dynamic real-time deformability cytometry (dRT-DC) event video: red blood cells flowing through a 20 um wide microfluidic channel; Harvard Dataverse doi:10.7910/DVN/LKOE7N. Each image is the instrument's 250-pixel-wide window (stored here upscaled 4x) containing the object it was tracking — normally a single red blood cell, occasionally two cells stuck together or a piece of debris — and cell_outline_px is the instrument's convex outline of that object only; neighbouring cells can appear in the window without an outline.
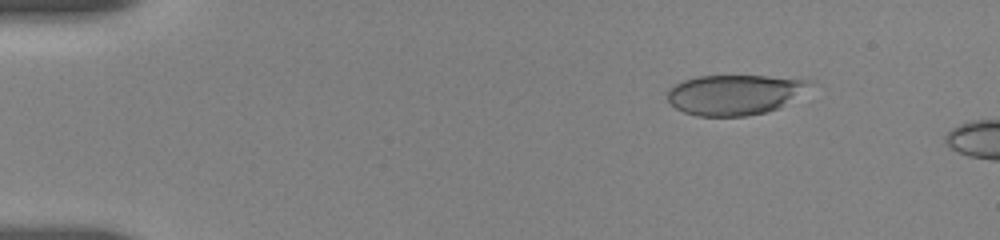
{"species": "human", "species_latin": "Homo sapiens", "temperature_condition": "room temperature", "stored_images_in_passage": 35, "camera_frame_rate_fps": 3000, "um_per_image_px": 0.085, "donor": {"sex": "female"}, "frame": {"image": 1, "passage_image": 4, "time_ms": 1.667, "image_size_px": [1000, 240], "cell_outline_px": [[820, 84], [780, 108], [768, 112], [744, 116], [696, 116], [684, 112], [676, 108], [668, 100], [668, 88], [684, 80], [696, 76], [768, 76], [816, 80]], "centroid_in_image_um": [62.58, 8.03], "position_along_channel_um": 22.4, "area_um2": 34.1}}
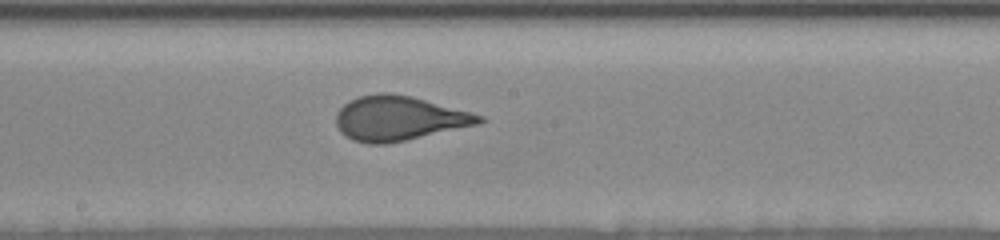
{"frame": {"image": 2, "passage_image": 21, "time_ms": 9.333, "image_size_px": [1000, 240], "cell_outline_px": [[488, 120], [480, 124], [404, 140], [384, 144], [368, 144], [352, 140], [344, 136], [340, 132], [336, 124], [336, 112], [348, 100], [360, 96], [380, 92], [388, 92], [412, 96], [472, 112], [484, 116]], "centroid_in_image_um": [33.9, 10.05], "position_along_channel_um": 214.3, "area_um2": 37.4}}
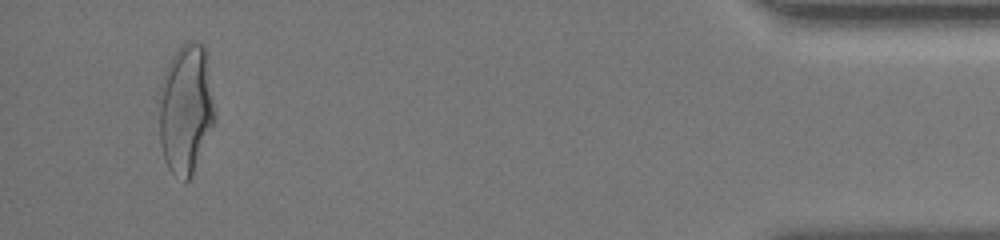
{"frame": {"image": 3, "passage_image": 34, "time_ms": 16.667, "image_size_px": [1000, 240], "cell_outline_px": [[216, 120], [192, 176], [184, 184], [168, 168], [164, 160], [160, 144], [160, 84], [164, 72], [172, 56], [188, 40], [192, 40], [204, 44], [208, 52]], "centroid_in_image_um": [15.83, 9.26], "position_along_channel_um": 419.4, "area_um2": 42.89}}